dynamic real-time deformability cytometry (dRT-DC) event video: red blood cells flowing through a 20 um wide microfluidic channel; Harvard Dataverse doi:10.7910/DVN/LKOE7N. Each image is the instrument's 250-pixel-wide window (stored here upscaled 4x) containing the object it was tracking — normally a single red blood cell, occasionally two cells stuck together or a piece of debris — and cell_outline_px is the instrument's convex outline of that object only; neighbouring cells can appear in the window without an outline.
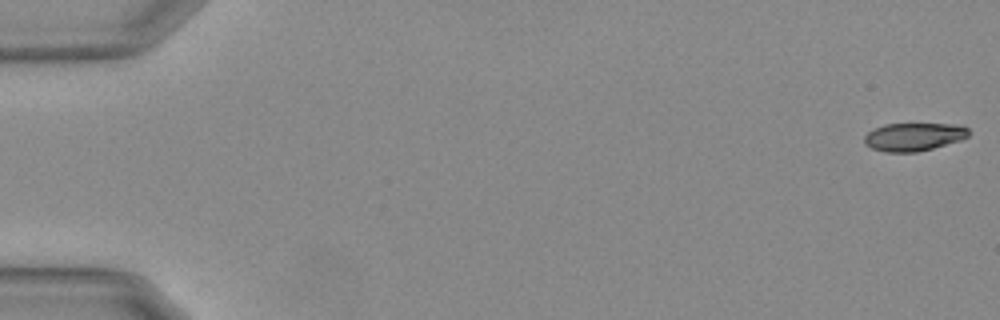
{"species": "Egyptian fruit bat (a non-hibernating species)", "species_latin": "Rousettus aegyptiacus", "temperature_condition": "warm", "stored_images_in_passage": 51, "segment_of_instrument_passage": [1, 2], "camera_frame_rate_fps": 3000, "um_per_image_px": 0.085, "animal": {"sex": "female"}, "frame": {"image": 1, "passage_image": 1, "time_ms": 0.0, "image_size_px": [1000, 320], "cell_outline_px": [[968, 136], [960, 140], [932, 148], [916, 152], [884, 152], [872, 148], [864, 144], [864, 136], [872, 128], [884, 124], [960, 124], [968, 128]], "centroid_in_image_um": [77.63, 11.62], "position_along_channel_um": 7.4, "area_um2": 17.11}}
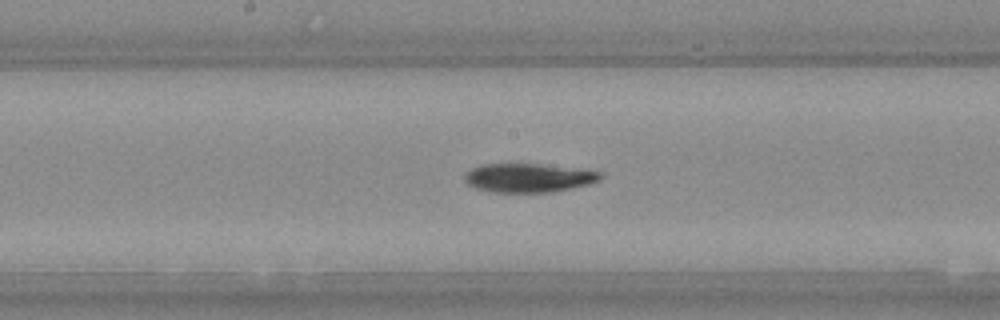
{"frame": {"image": 2, "passage_image": 24, "time_ms": 7.667, "image_size_px": [1000, 320], "cell_outline_px": [[604, 176], [600, 180], [588, 184], [556, 192], [492, 192], [476, 188], [468, 184], [464, 180], [464, 172], [480, 164], [540, 164], [580, 168], [600, 172]], "centroid_in_image_um": [44.93, 15.11], "position_along_channel_um": 203.3, "area_um2": 23.06}}
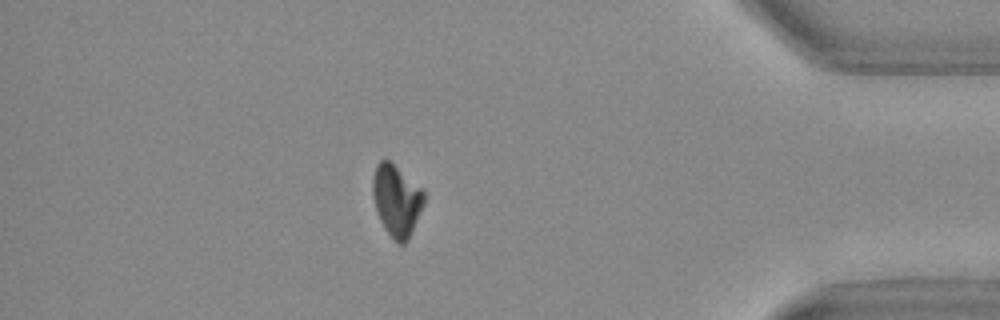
{"frame": {"image": 3, "passage_image": 43, "time_ms": 14.0, "image_size_px": [1000, 320], "cell_outline_px": [[424, 204], [408, 240], [404, 244], [396, 244], [384, 228], [380, 220], [376, 208], [372, 192], [372, 180], [376, 164], [380, 160], [388, 160], [420, 188], [424, 192]], "centroid_in_image_um": [33.69, 17.08], "position_along_channel_um": 401.5, "area_um2": 21.04}}